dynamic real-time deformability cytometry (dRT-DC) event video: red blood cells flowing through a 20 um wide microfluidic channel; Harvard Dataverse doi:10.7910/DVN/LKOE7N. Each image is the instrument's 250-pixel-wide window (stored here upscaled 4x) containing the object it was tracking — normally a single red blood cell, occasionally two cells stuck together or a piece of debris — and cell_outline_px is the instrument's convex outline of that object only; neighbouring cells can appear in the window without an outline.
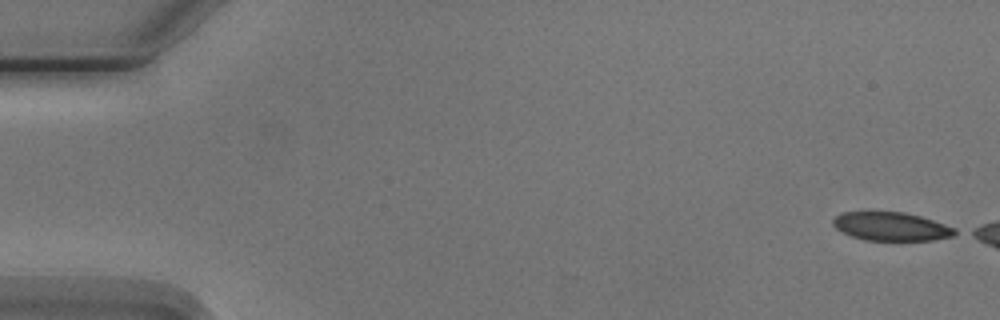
{"species": "Egyptian fruit bat (a non-hibernating species)", "species_latin": "Rousettus aegyptiacus", "temperature_condition": "cold", "stored_images_in_passage": 3, "camera_frame_rate_fps": 3000, "um_per_image_px": 0.085, "animal": {"sex": "male"}, "frame": {"image": 1, "passage_image": 1, "time_ms": 0.0, "image_size_px": [1000, 320], "cell_outline_px": [[960, 232], [952, 236], [932, 240], [864, 240], [852, 236], [836, 228], [832, 224], [832, 220], [836, 216], [844, 212], [904, 212], [920, 216], [956, 228]], "centroid_in_image_um": [75.77, 19.25], "position_along_channel_um": 9.2, "area_um2": 20.11}}